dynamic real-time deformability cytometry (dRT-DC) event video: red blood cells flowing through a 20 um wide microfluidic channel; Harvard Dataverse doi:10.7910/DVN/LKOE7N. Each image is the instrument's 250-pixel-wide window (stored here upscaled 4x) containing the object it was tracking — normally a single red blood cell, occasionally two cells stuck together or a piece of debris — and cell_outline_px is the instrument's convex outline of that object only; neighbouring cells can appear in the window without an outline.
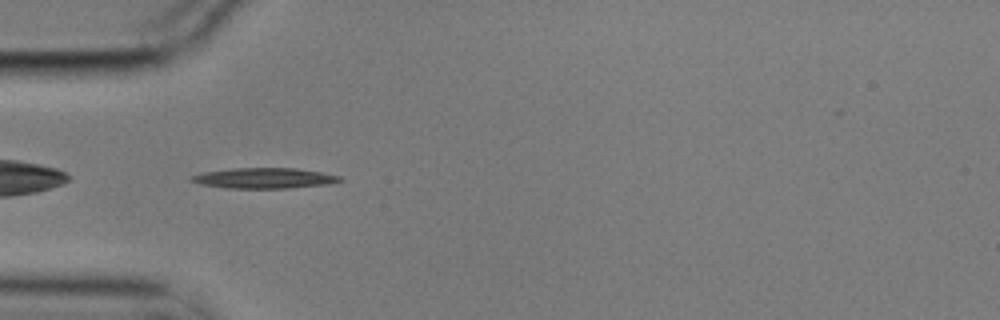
{"species": "common noctule bat (a hibernating species)", "species_latin": "Nyctalus noctula", "temperature_condition": "cold", "stored_images_in_passage": 41, "camera_frame_rate_fps": 3000, "um_per_image_px": 0.085, "animal": {"sex": "male", "body_mass_g": 17.9}, "frame": {"image": 1, "passage_image": 2, "time_ms": 0.333, "image_size_px": [1000, 320], "cell_outline_px": [[344, 180], [328, 184], [288, 188], [228, 188], [200, 184], [188, 180], [192, 176], [204, 172], [232, 168], [296, 168], [320, 172], [340, 176]], "centroid_in_image_um": [22.46, 15.14], "position_along_channel_um": 62.5, "area_um2": 17.63}}
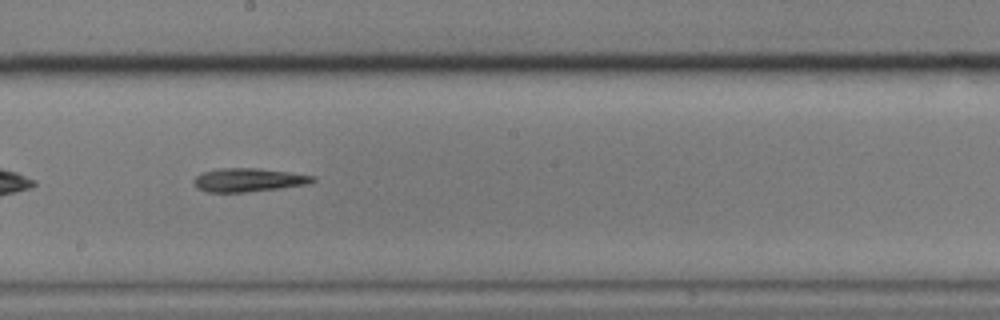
{"frame": {"image": 2, "passage_image": 16, "time_ms": 5.0, "image_size_px": [1000, 320], "cell_outline_px": [[316, 180], [312, 184], [280, 188], [244, 192], [208, 192], [196, 188], [192, 184], [192, 180], [196, 176], [204, 172], [220, 168], [260, 168], [292, 172], [316, 176]], "centroid_in_image_um": [21.15, 15.29], "position_along_channel_um": 227.0, "area_um2": 16.59}}
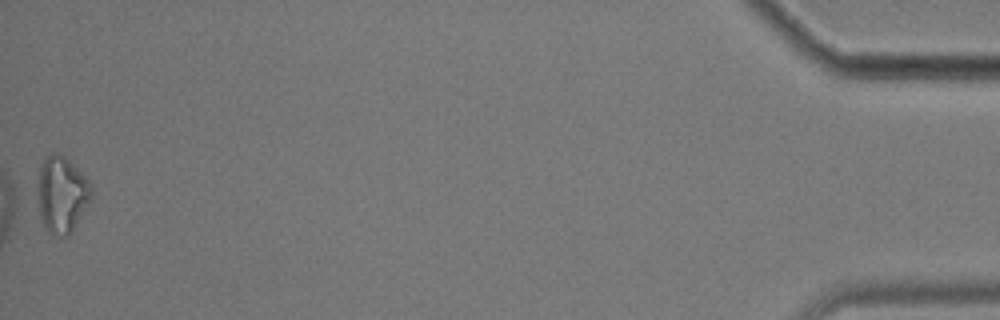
{"frame": {"image": 3, "passage_image": 41, "time_ms": 13.333, "image_size_px": [1000, 320], "cell_outline_px": [[92, 200], [68, 236], [52, 236], [48, 232], [40, 216], [36, 188], [40, 164], [44, 156], [52, 152], [56, 152], [64, 156], [88, 176], [92, 188]], "centroid_in_image_um": [5.25, 16.49], "position_along_channel_um": 429.9, "area_um2": 24.68}, "authors_computed_cell_mechanics": {"area_um2": 16.5886, "velocity_mm_per_s": 3.5491, "shape_relaxation_time_tau1_ms": 7.7974, "shape_relaxation_time_tau2_ms": 3.2226, "deformation_change_tau1": 0.2083, "deformation_change_tau2": 0.1482}}